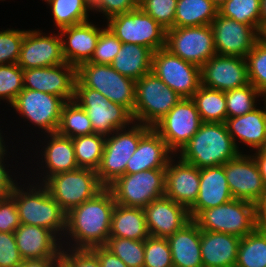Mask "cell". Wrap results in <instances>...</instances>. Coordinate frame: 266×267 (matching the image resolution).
<instances>
[{
    "mask_svg": "<svg viewBox=\"0 0 266 267\" xmlns=\"http://www.w3.org/2000/svg\"><path fill=\"white\" fill-rule=\"evenodd\" d=\"M88 7L92 10L99 2V0H83Z\"/></svg>",
    "mask_w": 266,
    "mask_h": 267,
    "instance_id": "6125c7cd",
    "label": "cell"
},
{
    "mask_svg": "<svg viewBox=\"0 0 266 267\" xmlns=\"http://www.w3.org/2000/svg\"><path fill=\"white\" fill-rule=\"evenodd\" d=\"M57 267H67V266L62 261H60Z\"/></svg>",
    "mask_w": 266,
    "mask_h": 267,
    "instance_id": "e7e4bbea",
    "label": "cell"
},
{
    "mask_svg": "<svg viewBox=\"0 0 266 267\" xmlns=\"http://www.w3.org/2000/svg\"><path fill=\"white\" fill-rule=\"evenodd\" d=\"M225 99L227 118H234L253 111L260 105L258 102L264 101L265 97L252 84H248L226 91Z\"/></svg>",
    "mask_w": 266,
    "mask_h": 267,
    "instance_id": "ab89813d",
    "label": "cell"
},
{
    "mask_svg": "<svg viewBox=\"0 0 266 267\" xmlns=\"http://www.w3.org/2000/svg\"><path fill=\"white\" fill-rule=\"evenodd\" d=\"M211 29L218 55L246 58L259 39L258 32L252 26L223 17L219 13L211 22Z\"/></svg>",
    "mask_w": 266,
    "mask_h": 267,
    "instance_id": "44dd1931",
    "label": "cell"
},
{
    "mask_svg": "<svg viewBox=\"0 0 266 267\" xmlns=\"http://www.w3.org/2000/svg\"><path fill=\"white\" fill-rule=\"evenodd\" d=\"M42 31L37 28L25 32L17 62L23 70L66 63L59 31H53L54 34Z\"/></svg>",
    "mask_w": 266,
    "mask_h": 267,
    "instance_id": "e0dca14e",
    "label": "cell"
},
{
    "mask_svg": "<svg viewBox=\"0 0 266 267\" xmlns=\"http://www.w3.org/2000/svg\"><path fill=\"white\" fill-rule=\"evenodd\" d=\"M262 150L266 153V142H265V145H264V147L262 148Z\"/></svg>",
    "mask_w": 266,
    "mask_h": 267,
    "instance_id": "03108f58",
    "label": "cell"
},
{
    "mask_svg": "<svg viewBox=\"0 0 266 267\" xmlns=\"http://www.w3.org/2000/svg\"><path fill=\"white\" fill-rule=\"evenodd\" d=\"M116 204L145 208L165 195V169H149L124 174L107 187Z\"/></svg>",
    "mask_w": 266,
    "mask_h": 267,
    "instance_id": "8fae6325",
    "label": "cell"
},
{
    "mask_svg": "<svg viewBox=\"0 0 266 267\" xmlns=\"http://www.w3.org/2000/svg\"><path fill=\"white\" fill-rule=\"evenodd\" d=\"M139 7L138 0H99L98 4L92 9L95 14H101L104 21H106L117 14H122L125 12H130Z\"/></svg>",
    "mask_w": 266,
    "mask_h": 267,
    "instance_id": "816d5d0a",
    "label": "cell"
},
{
    "mask_svg": "<svg viewBox=\"0 0 266 267\" xmlns=\"http://www.w3.org/2000/svg\"><path fill=\"white\" fill-rule=\"evenodd\" d=\"M253 152H251V155L258 165L261 178L263 180L264 186L266 187V153L262 149Z\"/></svg>",
    "mask_w": 266,
    "mask_h": 267,
    "instance_id": "6f0895ef",
    "label": "cell"
},
{
    "mask_svg": "<svg viewBox=\"0 0 266 267\" xmlns=\"http://www.w3.org/2000/svg\"><path fill=\"white\" fill-rule=\"evenodd\" d=\"M201 85L226 92L250 84L246 58L214 55L200 67Z\"/></svg>",
    "mask_w": 266,
    "mask_h": 267,
    "instance_id": "ac0fdd59",
    "label": "cell"
},
{
    "mask_svg": "<svg viewBox=\"0 0 266 267\" xmlns=\"http://www.w3.org/2000/svg\"><path fill=\"white\" fill-rule=\"evenodd\" d=\"M104 246L128 267H143L144 240L109 237Z\"/></svg>",
    "mask_w": 266,
    "mask_h": 267,
    "instance_id": "60d3db41",
    "label": "cell"
},
{
    "mask_svg": "<svg viewBox=\"0 0 266 267\" xmlns=\"http://www.w3.org/2000/svg\"><path fill=\"white\" fill-rule=\"evenodd\" d=\"M176 157L169 160L165 169V196L189 210L198 197L200 169Z\"/></svg>",
    "mask_w": 266,
    "mask_h": 267,
    "instance_id": "7402d4cb",
    "label": "cell"
},
{
    "mask_svg": "<svg viewBox=\"0 0 266 267\" xmlns=\"http://www.w3.org/2000/svg\"><path fill=\"white\" fill-rule=\"evenodd\" d=\"M47 3V8L51 10L52 22L56 30L65 27L79 25L90 21V11H92L83 0H42Z\"/></svg>",
    "mask_w": 266,
    "mask_h": 267,
    "instance_id": "836d02e7",
    "label": "cell"
},
{
    "mask_svg": "<svg viewBox=\"0 0 266 267\" xmlns=\"http://www.w3.org/2000/svg\"><path fill=\"white\" fill-rule=\"evenodd\" d=\"M92 21L65 27L59 30L62 39L63 56L66 63L78 67L89 62L95 51L100 33L107 27H99Z\"/></svg>",
    "mask_w": 266,
    "mask_h": 267,
    "instance_id": "cb8c5ba5",
    "label": "cell"
},
{
    "mask_svg": "<svg viewBox=\"0 0 266 267\" xmlns=\"http://www.w3.org/2000/svg\"><path fill=\"white\" fill-rule=\"evenodd\" d=\"M61 257H48L46 259L23 260L20 267H57Z\"/></svg>",
    "mask_w": 266,
    "mask_h": 267,
    "instance_id": "11a10c76",
    "label": "cell"
},
{
    "mask_svg": "<svg viewBox=\"0 0 266 267\" xmlns=\"http://www.w3.org/2000/svg\"><path fill=\"white\" fill-rule=\"evenodd\" d=\"M258 36H259V40L262 41L265 45H266V24H264L259 33H258Z\"/></svg>",
    "mask_w": 266,
    "mask_h": 267,
    "instance_id": "94428289",
    "label": "cell"
},
{
    "mask_svg": "<svg viewBox=\"0 0 266 267\" xmlns=\"http://www.w3.org/2000/svg\"><path fill=\"white\" fill-rule=\"evenodd\" d=\"M90 249L97 255L101 267H128L104 245L95 246Z\"/></svg>",
    "mask_w": 266,
    "mask_h": 267,
    "instance_id": "db71d44e",
    "label": "cell"
},
{
    "mask_svg": "<svg viewBox=\"0 0 266 267\" xmlns=\"http://www.w3.org/2000/svg\"><path fill=\"white\" fill-rule=\"evenodd\" d=\"M151 129L144 124L133 122L129 127L115 130L106 136L103 155L96 170L98 179L108 187L125 174L127 161L136 151L140 139Z\"/></svg>",
    "mask_w": 266,
    "mask_h": 267,
    "instance_id": "8992f818",
    "label": "cell"
},
{
    "mask_svg": "<svg viewBox=\"0 0 266 267\" xmlns=\"http://www.w3.org/2000/svg\"><path fill=\"white\" fill-rule=\"evenodd\" d=\"M8 153L11 155V152H9V150H8L2 157H0V197L9 196L12 193V191L14 190V188L16 187V185L19 183L18 180L21 178L20 181L21 180L24 181V178L22 179L21 176L26 175V174H23V173L20 174L19 172H17L16 171L17 166H16V168H14L13 163H12V166H11V164H8V163H10L9 161H11L9 159L11 156ZM7 160H9V161H7ZM9 167L14 168V169L13 170L8 169ZM11 170H12V172H11ZM15 172H17V173H15ZM15 174H18V176L16 177ZM19 176H20V178H19ZM16 179H18V180H16Z\"/></svg>",
    "mask_w": 266,
    "mask_h": 267,
    "instance_id": "f5cc1de1",
    "label": "cell"
},
{
    "mask_svg": "<svg viewBox=\"0 0 266 267\" xmlns=\"http://www.w3.org/2000/svg\"><path fill=\"white\" fill-rule=\"evenodd\" d=\"M73 100L88 114L96 134L109 136L134 122L132 113L126 107L109 101L99 91L83 86L77 79Z\"/></svg>",
    "mask_w": 266,
    "mask_h": 267,
    "instance_id": "52a82bcc",
    "label": "cell"
},
{
    "mask_svg": "<svg viewBox=\"0 0 266 267\" xmlns=\"http://www.w3.org/2000/svg\"><path fill=\"white\" fill-rule=\"evenodd\" d=\"M240 240L235 235L201 230L203 267H235Z\"/></svg>",
    "mask_w": 266,
    "mask_h": 267,
    "instance_id": "f1b7e54d",
    "label": "cell"
},
{
    "mask_svg": "<svg viewBox=\"0 0 266 267\" xmlns=\"http://www.w3.org/2000/svg\"><path fill=\"white\" fill-rule=\"evenodd\" d=\"M122 42L106 27L97 41L90 63L110 65L119 52Z\"/></svg>",
    "mask_w": 266,
    "mask_h": 267,
    "instance_id": "7dc6e473",
    "label": "cell"
},
{
    "mask_svg": "<svg viewBox=\"0 0 266 267\" xmlns=\"http://www.w3.org/2000/svg\"><path fill=\"white\" fill-rule=\"evenodd\" d=\"M14 237L24 260L61 257V240L49 229L20 224L14 231Z\"/></svg>",
    "mask_w": 266,
    "mask_h": 267,
    "instance_id": "484cf974",
    "label": "cell"
},
{
    "mask_svg": "<svg viewBox=\"0 0 266 267\" xmlns=\"http://www.w3.org/2000/svg\"><path fill=\"white\" fill-rule=\"evenodd\" d=\"M57 133L71 139L94 133L88 114L74 100L64 104Z\"/></svg>",
    "mask_w": 266,
    "mask_h": 267,
    "instance_id": "8d00e7d4",
    "label": "cell"
},
{
    "mask_svg": "<svg viewBox=\"0 0 266 267\" xmlns=\"http://www.w3.org/2000/svg\"><path fill=\"white\" fill-rule=\"evenodd\" d=\"M23 88V69L19 65H0V104L2 100L10 106Z\"/></svg>",
    "mask_w": 266,
    "mask_h": 267,
    "instance_id": "7bdbcfd3",
    "label": "cell"
},
{
    "mask_svg": "<svg viewBox=\"0 0 266 267\" xmlns=\"http://www.w3.org/2000/svg\"><path fill=\"white\" fill-rule=\"evenodd\" d=\"M233 198L228 187L224 166L200 169L199 193L189 209L191 219L199 212L230 202Z\"/></svg>",
    "mask_w": 266,
    "mask_h": 267,
    "instance_id": "4316f807",
    "label": "cell"
},
{
    "mask_svg": "<svg viewBox=\"0 0 266 267\" xmlns=\"http://www.w3.org/2000/svg\"><path fill=\"white\" fill-rule=\"evenodd\" d=\"M143 267H173L167 238L149 236L144 240Z\"/></svg>",
    "mask_w": 266,
    "mask_h": 267,
    "instance_id": "ee69618b",
    "label": "cell"
},
{
    "mask_svg": "<svg viewBox=\"0 0 266 267\" xmlns=\"http://www.w3.org/2000/svg\"><path fill=\"white\" fill-rule=\"evenodd\" d=\"M192 100L196 104L202 122L225 123L227 119L225 92L201 85Z\"/></svg>",
    "mask_w": 266,
    "mask_h": 267,
    "instance_id": "e575fe53",
    "label": "cell"
},
{
    "mask_svg": "<svg viewBox=\"0 0 266 267\" xmlns=\"http://www.w3.org/2000/svg\"><path fill=\"white\" fill-rule=\"evenodd\" d=\"M106 136L93 133L72 139L79 168L97 170L100 166Z\"/></svg>",
    "mask_w": 266,
    "mask_h": 267,
    "instance_id": "74e56055",
    "label": "cell"
},
{
    "mask_svg": "<svg viewBox=\"0 0 266 267\" xmlns=\"http://www.w3.org/2000/svg\"><path fill=\"white\" fill-rule=\"evenodd\" d=\"M115 205L112 192L105 187L94 198L72 208L66 215L62 246L92 248L105 245Z\"/></svg>",
    "mask_w": 266,
    "mask_h": 267,
    "instance_id": "6da1fadb",
    "label": "cell"
},
{
    "mask_svg": "<svg viewBox=\"0 0 266 267\" xmlns=\"http://www.w3.org/2000/svg\"><path fill=\"white\" fill-rule=\"evenodd\" d=\"M149 236L143 208L115 205L109 237L145 240Z\"/></svg>",
    "mask_w": 266,
    "mask_h": 267,
    "instance_id": "1f68e13d",
    "label": "cell"
},
{
    "mask_svg": "<svg viewBox=\"0 0 266 267\" xmlns=\"http://www.w3.org/2000/svg\"><path fill=\"white\" fill-rule=\"evenodd\" d=\"M177 2L178 0H140L139 8L167 31L174 26Z\"/></svg>",
    "mask_w": 266,
    "mask_h": 267,
    "instance_id": "f6af8a7d",
    "label": "cell"
},
{
    "mask_svg": "<svg viewBox=\"0 0 266 267\" xmlns=\"http://www.w3.org/2000/svg\"><path fill=\"white\" fill-rule=\"evenodd\" d=\"M235 267H266V230L257 227L241 238Z\"/></svg>",
    "mask_w": 266,
    "mask_h": 267,
    "instance_id": "d590c367",
    "label": "cell"
},
{
    "mask_svg": "<svg viewBox=\"0 0 266 267\" xmlns=\"http://www.w3.org/2000/svg\"><path fill=\"white\" fill-rule=\"evenodd\" d=\"M181 98L150 71L135 81L133 121L153 128Z\"/></svg>",
    "mask_w": 266,
    "mask_h": 267,
    "instance_id": "5b68a950",
    "label": "cell"
},
{
    "mask_svg": "<svg viewBox=\"0 0 266 267\" xmlns=\"http://www.w3.org/2000/svg\"><path fill=\"white\" fill-rule=\"evenodd\" d=\"M223 166L233 198L256 204L262 197L265 186L253 156L250 153H240Z\"/></svg>",
    "mask_w": 266,
    "mask_h": 267,
    "instance_id": "d6986e66",
    "label": "cell"
},
{
    "mask_svg": "<svg viewBox=\"0 0 266 267\" xmlns=\"http://www.w3.org/2000/svg\"><path fill=\"white\" fill-rule=\"evenodd\" d=\"M76 82V67L63 63L51 67L23 70L24 88L50 93L73 101Z\"/></svg>",
    "mask_w": 266,
    "mask_h": 267,
    "instance_id": "ffe728a7",
    "label": "cell"
},
{
    "mask_svg": "<svg viewBox=\"0 0 266 267\" xmlns=\"http://www.w3.org/2000/svg\"><path fill=\"white\" fill-rule=\"evenodd\" d=\"M192 220L200 230L231 234L239 238L258 227L256 204L240 199L205 209Z\"/></svg>",
    "mask_w": 266,
    "mask_h": 267,
    "instance_id": "277c9868",
    "label": "cell"
},
{
    "mask_svg": "<svg viewBox=\"0 0 266 267\" xmlns=\"http://www.w3.org/2000/svg\"><path fill=\"white\" fill-rule=\"evenodd\" d=\"M43 185L66 213L94 198L105 188L96 171L88 168L53 175Z\"/></svg>",
    "mask_w": 266,
    "mask_h": 267,
    "instance_id": "30bf717a",
    "label": "cell"
},
{
    "mask_svg": "<svg viewBox=\"0 0 266 267\" xmlns=\"http://www.w3.org/2000/svg\"><path fill=\"white\" fill-rule=\"evenodd\" d=\"M23 260L14 233L0 232V267H20Z\"/></svg>",
    "mask_w": 266,
    "mask_h": 267,
    "instance_id": "681fc988",
    "label": "cell"
},
{
    "mask_svg": "<svg viewBox=\"0 0 266 267\" xmlns=\"http://www.w3.org/2000/svg\"><path fill=\"white\" fill-rule=\"evenodd\" d=\"M151 71L182 98H192L201 86L200 67L165 47L153 53Z\"/></svg>",
    "mask_w": 266,
    "mask_h": 267,
    "instance_id": "5bb4252c",
    "label": "cell"
},
{
    "mask_svg": "<svg viewBox=\"0 0 266 267\" xmlns=\"http://www.w3.org/2000/svg\"><path fill=\"white\" fill-rule=\"evenodd\" d=\"M154 51L138 44L122 43V46L110 64L121 75L139 80L151 71Z\"/></svg>",
    "mask_w": 266,
    "mask_h": 267,
    "instance_id": "4dcf8cb0",
    "label": "cell"
},
{
    "mask_svg": "<svg viewBox=\"0 0 266 267\" xmlns=\"http://www.w3.org/2000/svg\"><path fill=\"white\" fill-rule=\"evenodd\" d=\"M261 0H227L218 13L239 23L252 26L258 33L261 29Z\"/></svg>",
    "mask_w": 266,
    "mask_h": 267,
    "instance_id": "f35d334b",
    "label": "cell"
},
{
    "mask_svg": "<svg viewBox=\"0 0 266 267\" xmlns=\"http://www.w3.org/2000/svg\"><path fill=\"white\" fill-rule=\"evenodd\" d=\"M20 224L14 199L10 195L0 197V232L14 233Z\"/></svg>",
    "mask_w": 266,
    "mask_h": 267,
    "instance_id": "f907efd6",
    "label": "cell"
},
{
    "mask_svg": "<svg viewBox=\"0 0 266 267\" xmlns=\"http://www.w3.org/2000/svg\"><path fill=\"white\" fill-rule=\"evenodd\" d=\"M211 1L214 5H216L218 8L227 0H209Z\"/></svg>",
    "mask_w": 266,
    "mask_h": 267,
    "instance_id": "be15d7a7",
    "label": "cell"
},
{
    "mask_svg": "<svg viewBox=\"0 0 266 267\" xmlns=\"http://www.w3.org/2000/svg\"><path fill=\"white\" fill-rule=\"evenodd\" d=\"M26 180L27 183L22 185L19 181L10 194L16 203L21 224L49 229L62 241L66 232L67 213L43 184L29 178Z\"/></svg>",
    "mask_w": 266,
    "mask_h": 267,
    "instance_id": "7a4b0ae2",
    "label": "cell"
},
{
    "mask_svg": "<svg viewBox=\"0 0 266 267\" xmlns=\"http://www.w3.org/2000/svg\"><path fill=\"white\" fill-rule=\"evenodd\" d=\"M173 267H203L201 257V230L191 220L167 238Z\"/></svg>",
    "mask_w": 266,
    "mask_h": 267,
    "instance_id": "f546056e",
    "label": "cell"
},
{
    "mask_svg": "<svg viewBox=\"0 0 266 267\" xmlns=\"http://www.w3.org/2000/svg\"><path fill=\"white\" fill-rule=\"evenodd\" d=\"M239 154L225 123L202 122L176 156L201 169L221 166Z\"/></svg>",
    "mask_w": 266,
    "mask_h": 267,
    "instance_id": "3957f363",
    "label": "cell"
},
{
    "mask_svg": "<svg viewBox=\"0 0 266 267\" xmlns=\"http://www.w3.org/2000/svg\"><path fill=\"white\" fill-rule=\"evenodd\" d=\"M202 124L192 98L181 100L153 127L176 155Z\"/></svg>",
    "mask_w": 266,
    "mask_h": 267,
    "instance_id": "2e32d148",
    "label": "cell"
},
{
    "mask_svg": "<svg viewBox=\"0 0 266 267\" xmlns=\"http://www.w3.org/2000/svg\"><path fill=\"white\" fill-rule=\"evenodd\" d=\"M165 48L198 67L217 54L211 25L169 29L166 31Z\"/></svg>",
    "mask_w": 266,
    "mask_h": 267,
    "instance_id": "9a60e30c",
    "label": "cell"
},
{
    "mask_svg": "<svg viewBox=\"0 0 266 267\" xmlns=\"http://www.w3.org/2000/svg\"><path fill=\"white\" fill-rule=\"evenodd\" d=\"M65 103L63 98L56 95L23 88L9 107L19 115V118L24 119L23 122L29 127L31 125L37 129L39 132L35 133L40 137L57 132Z\"/></svg>",
    "mask_w": 266,
    "mask_h": 267,
    "instance_id": "ba28073f",
    "label": "cell"
},
{
    "mask_svg": "<svg viewBox=\"0 0 266 267\" xmlns=\"http://www.w3.org/2000/svg\"><path fill=\"white\" fill-rule=\"evenodd\" d=\"M2 133H3V131L1 128L0 129V157H2L9 150V147L5 142L7 138H5V136ZM4 138H5V140H4Z\"/></svg>",
    "mask_w": 266,
    "mask_h": 267,
    "instance_id": "680465c9",
    "label": "cell"
},
{
    "mask_svg": "<svg viewBox=\"0 0 266 267\" xmlns=\"http://www.w3.org/2000/svg\"><path fill=\"white\" fill-rule=\"evenodd\" d=\"M218 7L209 0H178L173 28L211 25Z\"/></svg>",
    "mask_w": 266,
    "mask_h": 267,
    "instance_id": "d6a6232c",
    "label": "cell"
},
{
    "mask_svg": "<svg viewBox=\"0 0 266 267\" xmlns=\"http://www.w3.org/2000/svg\"><path fill=\"white\" fill-rule=\"evenodd\" d=\"M261 27L266 24V0H261Z\"/></svg>",
    "mask_w": 266,
    "mask_h": 267,
    "instance_id": "91938a15",
    "label": "cell"
},
{
    "mask_svg": "<svg viewBox=\"0 0 266 267\" xmlns=\"http://www.w3.org/2000/svg\"><path fill=\"white\" fill-rule=\"evenodd\" d=\"M41 138H44L42 139L44 141L40 140ZM41 138L37 139H39V144L42 142V145L40 144V146L35 147L37 151H33L36 153L34 155V159L31 158L28 161L30 162L28 164H32V160H34L37 167L39 168L36 169L35 166V168L33 169L34 171L27 169V173L30 171L31 174L29 176H27L26 174V177L30 178L32 181L43 184L48 178L52 177L53 175L79 169L75 158L73 141L70 137L62 136L56 132L45 134ZM35 158H38L37 162L35 161Z\"/></svg>",
    "mask_w": 266,
    "mask_h": 267,
    "instance_id": "7c38bea8",
    "label": "cell"
},
{
    "mask_svg": "<svg viewBox=\"0 0 266 267\" xmlns=\"http://www.w3.org/2000/svg\"><path fill=\"white\" fill-rule=\"evenodd\" d=\"M256 214L258 227L266 230V187L262 197L256 203Z\"/></svg>",
    "mask_w": 266,
    "mask_h": 267,
    "instance_id": "9f6ffc18",
    "label": "cell"
},
{
    "mask_svg": "<svg viewBox=\"0 0 266 267\" xmlns=\"http://www.w3.org/2000/svg\"><path fill=\"white\" fill-rule=\"evenodd\" d=\"M105 22L122 43L142 45L154 52L165 47L166 30L139 7L112 16Z\"/></svg>",
    "mask_w": 266,
    "mask_h": 267,
    "instance_id": "4fadbf2b",
    "label": "cell"
},
{
    "mask_svg": "<svg viewBox=\"0 0 266 267\" xmlns=\"http://www.w3.org/2000/svg\"><path fill=\"white\" fill-rule=\"evenodd\" d=\"M249 82L266 98V45L259 39L246 56Z\"/></svg>",
    "mask_w": 266,
    "mask_h": 267,
    "instance_id": "b9f144b4",
    "label": "cell"
},
{
    "mask_svg": "<svg viewBox=\"0 0 266 267\" xmlns=\"http://www.w3.org/2000/svg\"><path fill=\"white\" fill-rule=\"evenodd\" d=\"M27 30L1 29L0 31V65L15 64L19 60L23 38Z\"/></svg>",
    "mask_w": 266,
    "mask_h": 267,
    "instance_id": "bcb514c9",
    "label": "cell"
},
{
    "mask_svg": "<svg viewBox=\"0 0 266 267\" xmlns=\"http://www.w3.org/2000/svg\"><path fill=\"white\" fill-rule=\"evenodd\" d=\"M150 236L168 238L192 219L189 210L167 196L153 200L145 208Z\"/></svg>",
    "mask_w": 266,
    "mask_h": 267,
    "instance_id": "603a6c76",
    "label": "cell"
},
{
    "mask_svg": "<svg viewBox=\"0 0 266 267\" xmlns=\"http://www.w3.org/2000/svg\"><path fill=\"white\" fill-rule=\"evenodd\" d=\"M76 79L85 87L103 94L109 101L126 107L131 113L135 104V81L106 64L85 62L76 68Z\"/></svg>",
    "mask_w": 266,
    "mask_h": 267,
    "instance_id": "9c48e42d",
    "label": "cell"
},
{
    "mask_svg": "<svg viewBox=\"0 0 266 267\" xmlns=\"http://www.w3.org/2000/svg\"><path fill=\"white\" fill-rule=\"evenodd\" d=\"M60 256L67 267H101L97 255L90 248L62 246Z\"/></svg>",
    "mask_w": 266,
    "mask_h": 267,
    "instance_id": "c3c4849f",
    "label": "cell"
},
{
    "mask_svg": "<svg viewBox=\"0 0 266 267\" xmlns=\"http://www.w3.org/2000/svg\"><path fill=\"white\" fill-rule=\"evenodd\" d=\"M175 154L162 137L151 128L139 141L136 151L127 161L125 174H134L149 169H166Z\"/></svg>",
    "mask_w": 266,
    "mask_h": 267,
    "instance_id": "83f0119b",
    "label": "cell"
},
{
    "mask_svg": "<svg viewBox=\"0 0 266 267\" xmlns=\"http://www.w3.org/2000/svg\"><path fill=\"white\" fill-rule=\"evenodd\" d=\"M264 106H258L253 111L242 116L227 118L225 121L228 133L231 135L235 146L240 153H251L262 149L266 142V98ZM245 146L250 148L244 151Z\"/></svg>",
    "mask_w": 266,
    "mask_h": 267,
    "instance_id": "d4e9b609",
    "label": "cell"
}]
</instances>
